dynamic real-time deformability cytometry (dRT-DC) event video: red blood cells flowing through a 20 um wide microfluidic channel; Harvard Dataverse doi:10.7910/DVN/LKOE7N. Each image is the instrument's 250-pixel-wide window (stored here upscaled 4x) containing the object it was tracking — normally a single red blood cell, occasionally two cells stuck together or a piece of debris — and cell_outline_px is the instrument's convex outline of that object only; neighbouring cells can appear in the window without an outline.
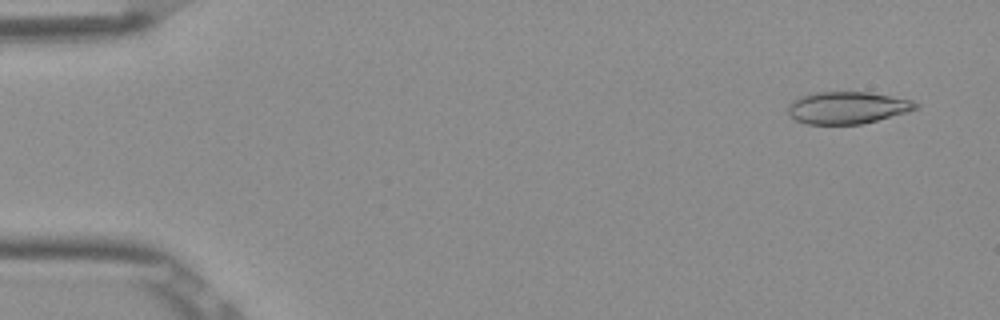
{"species": "Egyptian fruit bat (a non-hibernating species)", "species_latin": "Rousettus aegyptiacus", "temperature_condition": "room temperature", "stored_images_in_passage": 52, "camera_frame_rate_fps": 3000, "um_per_image_px": 0.085, "frame": {"image": 1, "passage_image": 3, "time_ms": 0.667, "image_size_px": [1000, 320], "cell_outline_px": [[920, 108], [876, 120], [860, 124], [808, 124], [796, 120], [788, 112], [788, 104], [800, 96], [812, 92], [868, 92], [912, 100], [920, 104]], "centroid_in_image_um": [72.02, 9.14], "position_along_channel_um": 13.0, "area_um2": 23.76}}
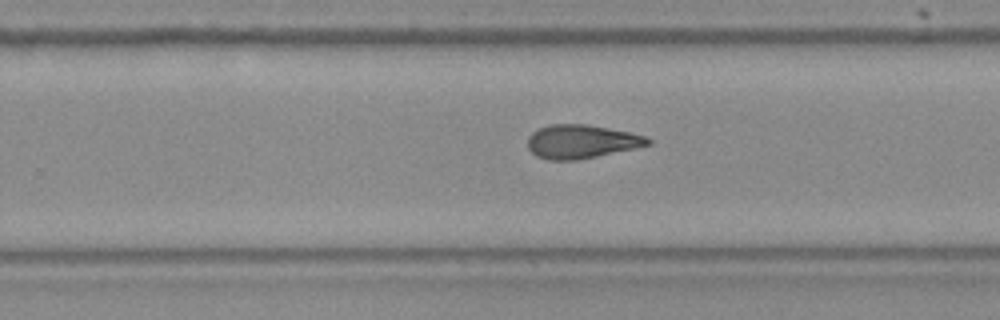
{"frame": {"image": 2, "passage_image": 33, "time_ms": 10.667, "image_size_px": [1000, 320], "cell_outline_px": [[652, 144], [596, 156], [576, 160], [548, 160], [536, 156], [528, 148], [528, 136], [532, 132], [540, 128], [552, 124], [588, 124], [648, 136], [652, 140]], "centroid_in_image_um": [49.41, 12.03], "position_along_channel_um": 280.4, "area_um2": 23.47}}
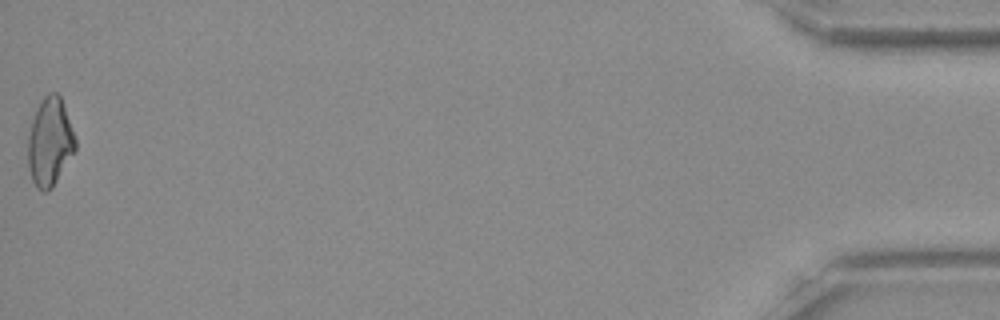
{"frame": {"image": 3, "passage_image": 52, "time_ms": 17.0, "image_size_px": [1000, 320], "cell_outline_px": [[76, 148], [52, 188], [48, 192], [44, 192], [36, 188], [32, 180], [28, 168], [28, 136], [32, 120], [44, 96], [48, 92], [56, 92], [60, 96], [76, 136]], "centroid_in_image_um": [4.24, 12.09], "position_along_channel_um": 431.0, "area_um2": 24.28}, "authors_computed_cell_mechanics": {"area_um2": 23.7558, "velocity_mm_per_s": 3.8993, "shape_relaxation_time_tau1_ms": null, "shape_relaxation_time_tau2_ms": 4.332, "deformation_change_tau1": null, "deformation_change_tau2": 0.1295}}